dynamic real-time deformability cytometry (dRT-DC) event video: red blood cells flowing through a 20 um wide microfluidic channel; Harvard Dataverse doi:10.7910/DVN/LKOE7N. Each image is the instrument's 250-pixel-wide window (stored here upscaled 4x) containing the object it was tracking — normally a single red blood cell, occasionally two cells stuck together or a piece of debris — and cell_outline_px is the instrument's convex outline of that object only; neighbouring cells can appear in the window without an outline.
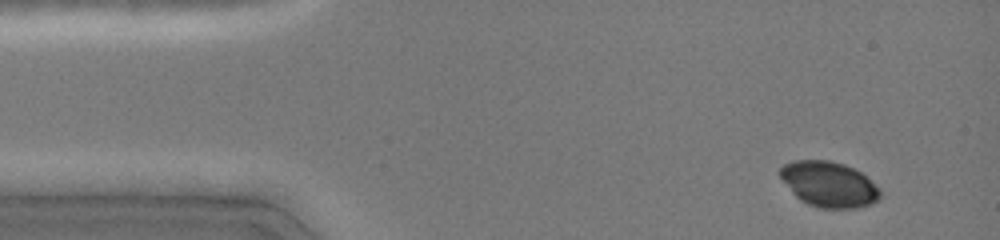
{"species": "common noctule bat (a hibernating species)", "species_latin": "Nyctalus noctula", "temperature_condition": "cold", "stored_images_in_passage": 7, "camera_frame_rate_fps": 3000, "um_per_image_px": 0.085, "animal": {"sex": "female", "body_mass_g": 19.0, "forearm_length_mm": 51.5}, "frame": {"image": 1, "passage_image": 2, "time_ms": 0.667, "image_size_px": [1000, 240], "cell_outline_px": [[880, 196], [876, 200], [860, 208], [816, 208], [800, 200], [792, 192], [780, 176], [780, 168], [784, 164], [792, 160], [828, 160], [844, 164], [860, 172], [880, 188]], "centroid_in_image_um": [70.44, 15.66], "position_along_channel_um": 14.6, "area_um2": 26.36}}